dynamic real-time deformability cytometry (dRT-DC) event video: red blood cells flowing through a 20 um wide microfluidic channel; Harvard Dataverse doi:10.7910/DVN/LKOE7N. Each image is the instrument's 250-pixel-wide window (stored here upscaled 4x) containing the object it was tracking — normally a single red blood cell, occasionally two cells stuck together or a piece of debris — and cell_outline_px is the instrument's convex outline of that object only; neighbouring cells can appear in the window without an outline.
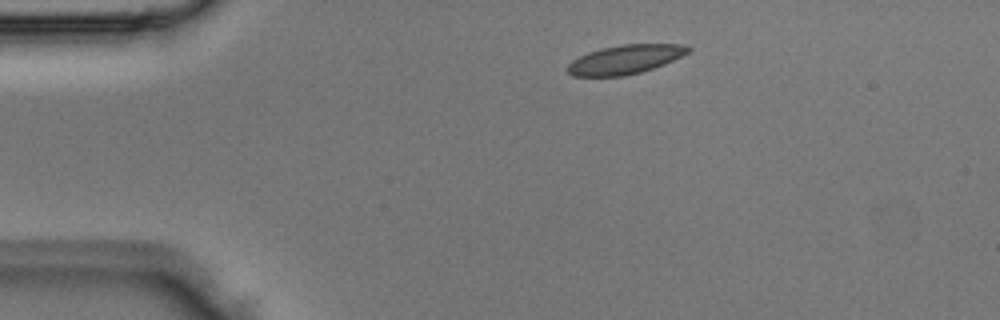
{"species": "Egyptian fruit bat (a non-hibernating species)", "species_latin": "Rousettus aegyptiacus", "temperature_condition": "room temperature", "stored_images_in_passage": 2, "camera_frame_rate_fps": 3000, "um_per_image_px": 0.085, "animal": {"sex": "male"}, "frame": {"image": 1, "passage_image": 1, "time_ms": 0.0, "image_size_px": [1000, 320], "cell_outline_px": [[692, 48], [688, 52], [664, 64], [640, 72], [624, 76], [572, 76], [568, 72], [568, 64], [572, 60], [588, 52], [604, 48], [624, 44], [688, 44]], "centroid_in_image_um": [53.15, 5.05], "position_along_channel_um": 31.9, "area_um2": 20.17}}